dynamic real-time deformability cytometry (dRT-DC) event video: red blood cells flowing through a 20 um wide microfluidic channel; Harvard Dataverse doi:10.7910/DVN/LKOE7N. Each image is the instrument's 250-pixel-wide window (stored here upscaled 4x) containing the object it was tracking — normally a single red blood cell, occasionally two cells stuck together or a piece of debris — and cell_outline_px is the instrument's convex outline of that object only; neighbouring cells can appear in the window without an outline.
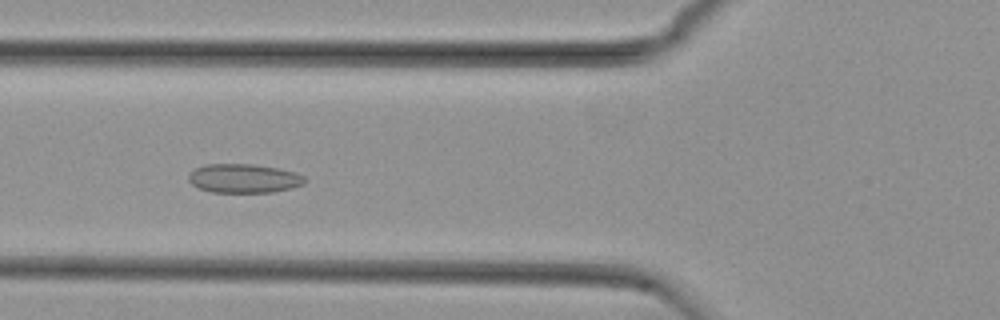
{"species": "common noctule bat (a hibernating species)", "species_latin": "Nyctalus noctula", "temperature_condition": "cold", "stored_images_in_passage": 40, "camera_frame_rate_fps": 3000, "um_per_image_px": 0.085, "animal": {"sex": "female", "body_mass_g": 29.2, "forearm_length_mm": 56.3}, "frame": {"image": 1, "passage_image": 11, "time_ms": 3.333, "image_size_px": [1000, 320], "cell_outline_px": [[308, 180], [304, 184], [292, 188], [272, 192], [212, 192], [200, 188], [192, 184], [188, 180], [188, 172], [204, 164], [252, 164], [276, 168], [296, 172], [304, 176]], "centroid_in_image_um": [20.73, 15.16], "position_along_channel_um": 105.1, "area_um2": 19.71}}
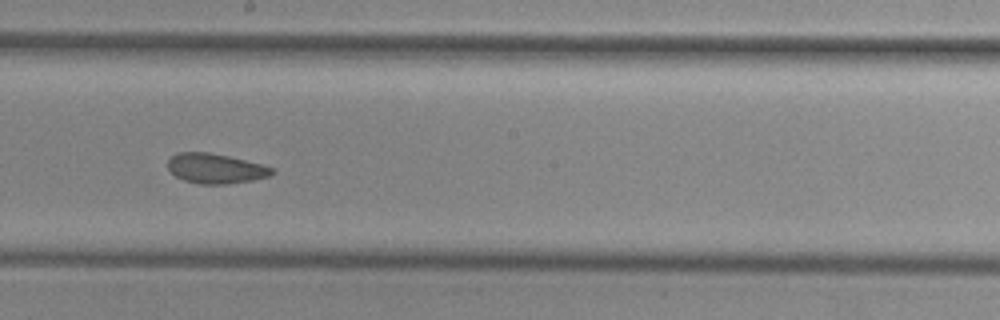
{"frame": {"image": 2, "passage_image": 21, "time_ms": 6.667, "image_size_px": [1000, 320], "cell_outline_px": [[276, 172], [272, 176], [252, 180], [228, 184], [200, 184], [184, 180], [176, 176], [168, 168], [168, 160], [176, 152], [208, 152], [228, 156], [276, 168]], "centroid_in_image_um": [18.36, 14.32], "position_along_channel_um": 229.8, "area_um2": 18.21}}
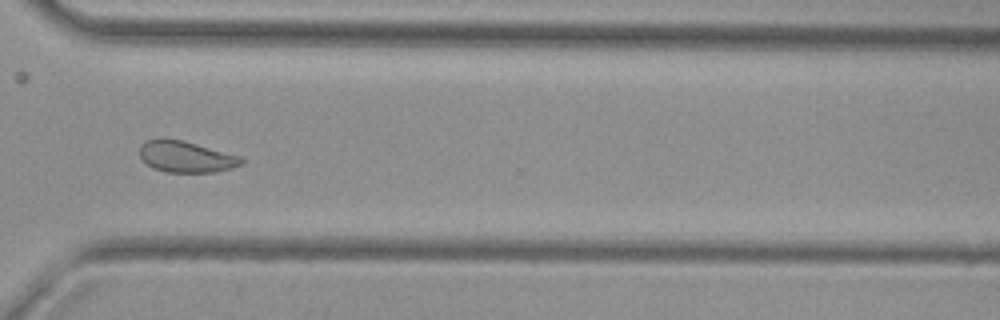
{"frame": {"image": 3, "passage_image": 31, "time_ms": 10.0, "image_size_px": [1000, 320], "cell_outline_px": [[244, 164], [232, 168], [216, 172], [164, 172], [152, 168], [140, 156], [140, 144], [144, 140], [180, 140], [196, 144], [240, 156], [244, 160]], "centroid_in_image_um": [15.83, 13.35], "position_along_channel_um": 354.8, "area_um2": 18.26}, "authors_computed_cell_mechanics": {"area_um2": 18.9295, "velocity_mm_per_s": 3.7437, "shape_relaxation_time_tau1_ms": null, "shape_relaxation_time_tau2_ms": 2.015, "deformation_change_tau1": null, "deformation_change_tau2": 0.0602}}